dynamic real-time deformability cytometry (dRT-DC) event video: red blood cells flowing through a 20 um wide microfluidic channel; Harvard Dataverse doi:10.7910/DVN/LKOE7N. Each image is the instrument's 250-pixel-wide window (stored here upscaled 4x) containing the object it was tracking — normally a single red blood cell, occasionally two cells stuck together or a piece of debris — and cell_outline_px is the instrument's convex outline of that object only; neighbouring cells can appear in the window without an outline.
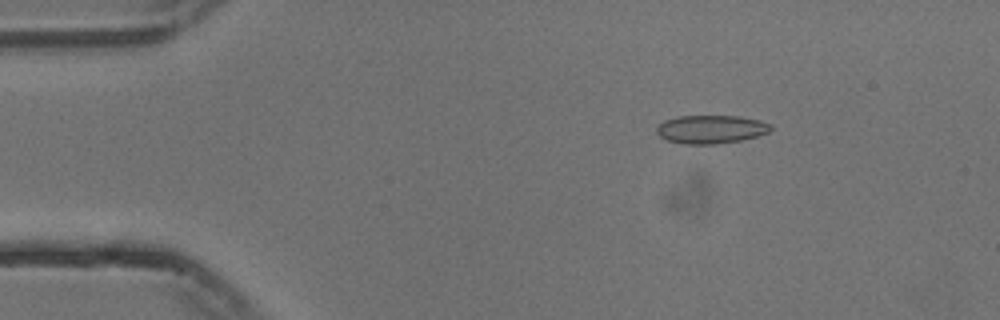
{"species": "common noctule bat (a hibernating species)", "species_latin": "Nyctalus noctula", "temperature_condition": "cold", "stored_images_in_passage": 50, "camera_frame_rate_fps": 3000, "um_per_image_px": 0.085, "animal": {"sex": "male", "body_mass_g": 13.3}, "frame": {"image": 1, "passage_image": 4, "time_ms": 1.0, "image_size_px": [1000, 320], "cell_outline_px": [[772, 128], [768, 132], [756, 136], [740, 140], [716, 144], [684, 144], [668, 140], [660, 136], [656, 132], [656, 128], [664, 120], [680, 116], [740, 116], [760, 120], [772, 124]], "centroid_in_image_um": [60.44, 10.98], "position_along_channel_um": 24.6, "area_um2": 18.79}}
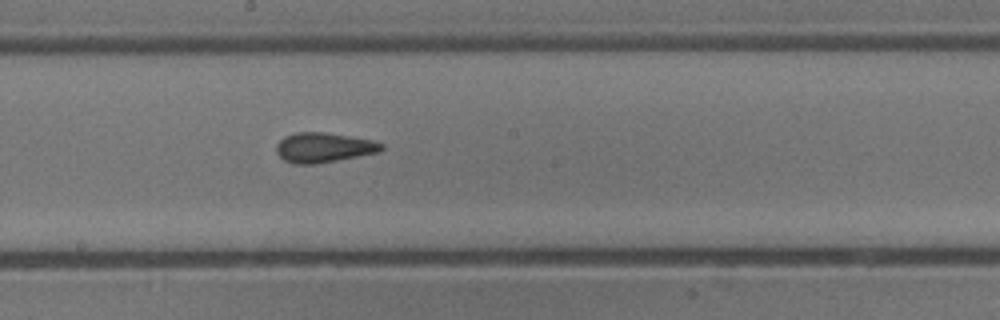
{"frame": {"image": 2, "passage_image": 25, "time_ms": 8.0, "image_size_px": [1000, 320], "cell_outline_px": [[384, 148], [380, 152], [316, 164], [292, 164], [284, 160], [276, 152], [276, 144], [284, 136], [296, 132], [324, 132], [372, 140], [384, 144]], "centroid_in_image_um": [27.5, 12.54], "position_along_channel_um": 220.7, "area_um2": 18.32}}
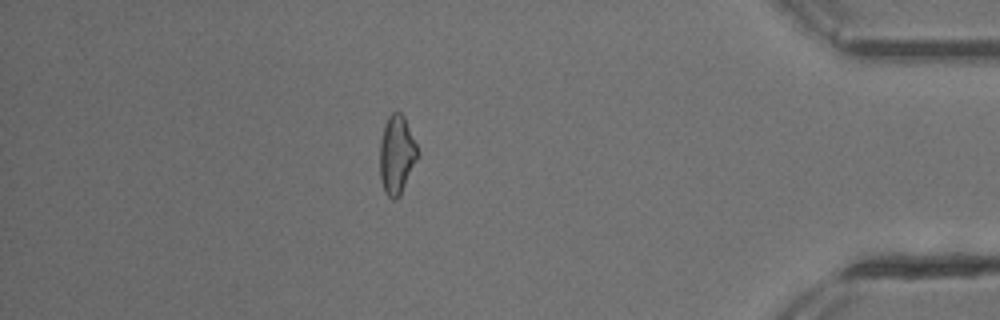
{"frame": {"image": 3, "passage_image": 43, "time_ms": 14.0, "image_size_px": [1000, 320], "cell_outline_px": [[420, 156], [400, 196], [392, 200], [384, 192], [380, 176], [380, 140], [384, 124], [388, 116], [392, 112], [400, 112], [404, 116], [420, 152]], "centroid_in_image_um": [33.74, 13.16], "position_along_channel_um": 401.5, "area_um2": 17.69}, "authors_computed_cell_mechanics": {"area_um2": 17.6868, "velocity_mm_per_s": 3.7546, "shape_relaxation_time_tau1_ms": 4.4461, "shape_relaxation_time_tau2_ms": 1.5763, "deformation_change_tau1": 0.1223, "deformation_change_tau2": 0.0867}}